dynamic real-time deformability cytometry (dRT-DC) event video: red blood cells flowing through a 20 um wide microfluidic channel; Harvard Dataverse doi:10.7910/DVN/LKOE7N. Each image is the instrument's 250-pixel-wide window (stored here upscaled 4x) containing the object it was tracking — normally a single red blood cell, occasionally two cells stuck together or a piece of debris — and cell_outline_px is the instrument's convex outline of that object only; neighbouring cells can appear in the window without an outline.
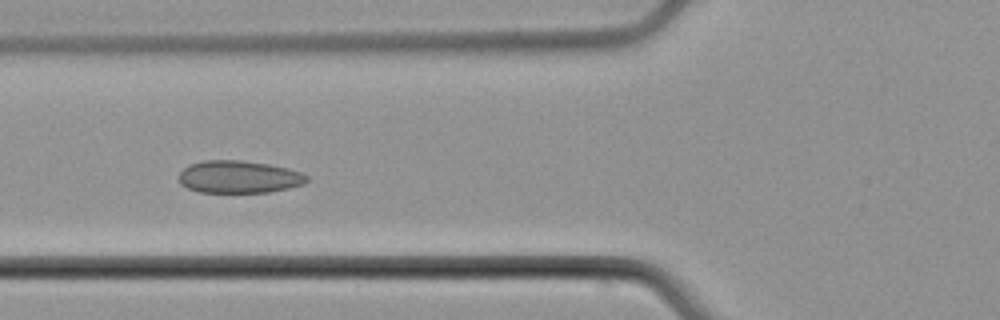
{"species": "common noctule bat (a hibernating species)", "species_latin": "Nyctalus noctula", "temperature_condition": "cold", "stored_images_in_passage": 7, "camera_frame_rate_fps": 3000, "um_per_image_px": 0.085, "animal": {"sex": "male", "body_mass_g": 21.5, "forearm_length_mm": 52.0}, "frame": {"image": 1, "passage_image": 3, "time_ms": 3.333, "image_size_px": [1000, 320], "cell_outline_px": [[308, 180], [304, 184], [288, 188], [268, 192], [200, 192], [188, 188], [180, 184], [180, 172], [184, 168], [192, 164], [204, 160], [240, 160], [268, 164], [288, 168], [300, 172], [308, 176]], "centroid_in_image_um": [20.32, 15.03], "position_along_channel_um": 105.5, "area_um2": 24.04}}
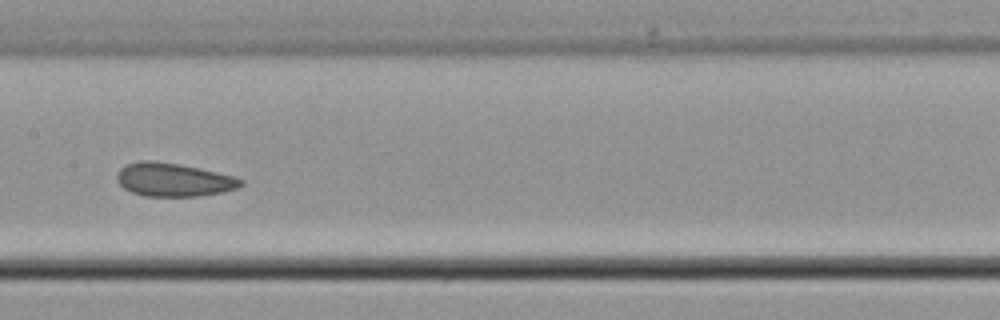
{"frame": {"image": 2, "passage_image": 5, "time_ms": 5.667, "image_size_px": [1000, 320], "cell_outline_px": [[244, 184], [236, 188], [224, 192], [196, 196], [144, 196], [132, 192], [124, 188], [116, 180], [116, 176], [120, 168], [128, 164], [144, 160], [152, 160], [200, 168], [236, 176], [244, 180]], "centroid_in_image_um": [14.78, 15.28], "position_along_channel_um": 192.6, "area_um2": 24.1}}
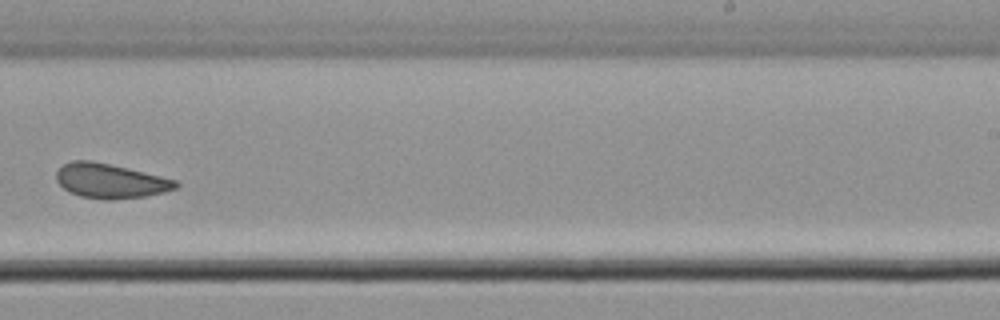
{"frame": {"image": 3, "passage_image": 7, "time_ms": 8.0, "image_size_px": [1000, 320], "cell_outline_px": [[180, 184], [176, 188], [164, 192], [144, 196], [112, 200], [104, 200], [80, 196], [64, 188], [56, 180], [56, 172], [64, 164], [72, 160], [92, 160], [128, 168], [176, 180]], "centroid_in_image_um": [9.37, 15.37], "position_along_channel_um": 279.6, "area_um2": 23.93}}